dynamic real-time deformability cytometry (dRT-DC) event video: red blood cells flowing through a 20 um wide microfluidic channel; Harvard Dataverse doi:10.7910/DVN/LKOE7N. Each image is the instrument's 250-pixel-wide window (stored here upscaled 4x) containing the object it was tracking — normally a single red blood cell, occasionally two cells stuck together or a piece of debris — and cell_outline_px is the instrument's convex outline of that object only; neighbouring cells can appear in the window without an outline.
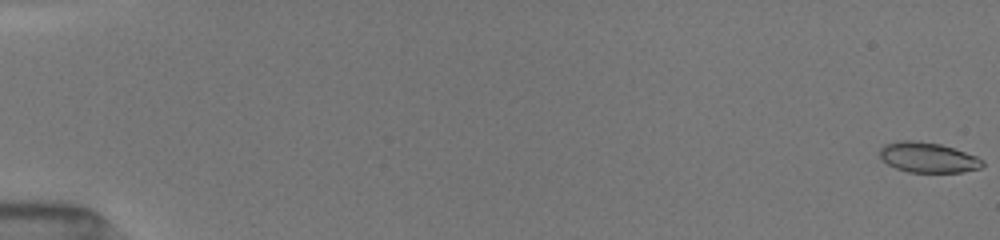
{"species": "common noctule bat (a hibernating species)", "species_latin": "Nyctalus noctula", "temperature_condition": "room temperature", "stored_images_in_passage": 53, "camera_frame_rate_fps": 3000, "um_per_image_px": 0.085, "animal": {"sex": "female", "body_mass_g": 19.5, "forearm_length_mm": 54.1}, "frame": {"image": 1, "passage_image": 1, "time_ms": 0.0, "image_size_px": [1000, 240], "cell_outline_px": [[984, 164], [980, 168], [960, 172], [908, 172], [896, 168], [888, 164], [880, 156], [880, 148], [884, 144], [900, 140], [912, 140], [940, 144], [976, 156], [984, 160]], "centroid_in_image_um": [78.86, 13.38], "position_along_channel_um": 6.1, "area_um2": 17.92}}
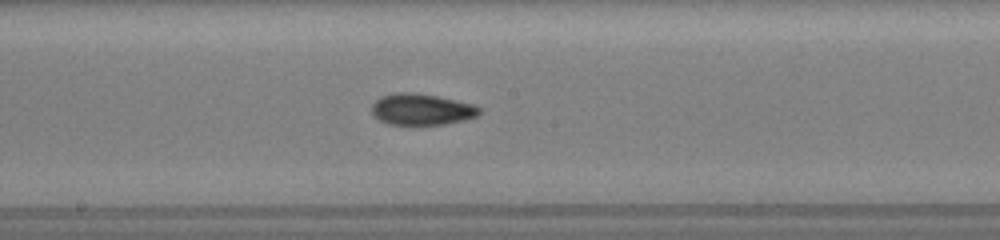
{"frame": {"image": 2, "passage_image": 30, "time_ms": 9.667, "image_size_px": [1000, 240], "cell_outline_px": [[480, 112], [476, 116], [464, 120], [444, 124], [412, 128], [388, 124], [372, 116], [372, 104], [380, 96], [396, 92], [408, 92], [436, 96], [472, 104], [480, 108]], "centroid_in_image_um": [35.76, 9.35], "position_along_channel_um": 212.4, "area_um2": 20.23}}
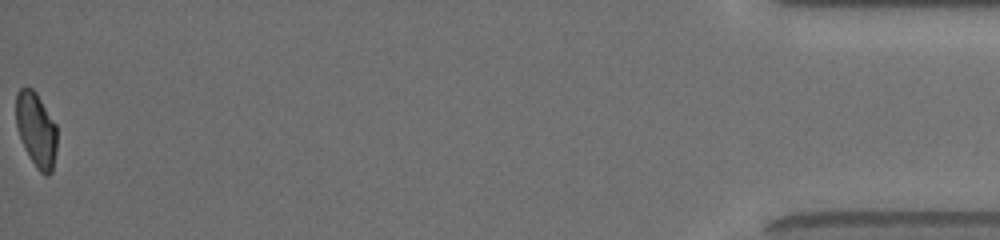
{"frame": {"image": 3, "passage_image": 53, "time_ms": 17.333, "image_size_px": [1000, 240], "cell_outline_px": [[56, 148], [52, 172], [48, 176], [44, 176], [36, 168], [24, 148], [16, 128], [16, 92], [20, 88], [32, 88], [36, 92], [56, 124]], "centroid_in_image_um": [3.07, 11.04], "position_along_channel_um": 432.1, "area_um2": 17.92}, "authors_computed_cell_mechanics": {"area_um2": 18.9006, "velocity_mm_per_s": 4.029, "shape_relaxation_time_tau1_ms": 5.9262, "shape_relaxation_time_tau2_ms": 1.8642, "deformation_change_tau1": 0.1474, "deformation_change_tau2": 0.0648}}